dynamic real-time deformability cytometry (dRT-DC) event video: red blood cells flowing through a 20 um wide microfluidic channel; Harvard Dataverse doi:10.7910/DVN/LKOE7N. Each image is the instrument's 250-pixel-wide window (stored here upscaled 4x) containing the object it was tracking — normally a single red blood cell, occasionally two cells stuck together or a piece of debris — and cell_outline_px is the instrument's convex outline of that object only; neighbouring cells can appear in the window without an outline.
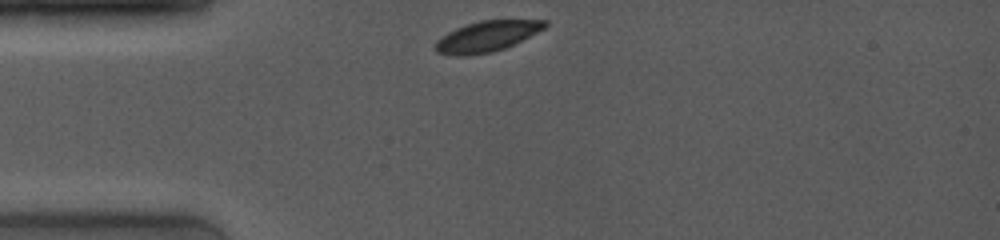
{"species": "common noctule bat (a hibernating species)", "species_latin": "Nyctalus noctula", "temperature_condition": "room temperature", "stored_images_in_passage": 21, "camera_frame_rate_fps": 4000, "um_per_image_px": 0.085, "animal": {"sex": "female", "body_mass_g": 19.0, "forearm_length_mm": 53.3}, "frame": {"image": 1, "passage_image": 1, "time_ms": 0.0, "image_size_px": [1000, 240], "cell_outline_px": [[548, 24], [544, 28], [504, 48], [492, 52], [464, 56], [456, 56], [436, 52], [436, 40], [448, 32], [456, 28], [480, 20], [548, 20]], "centroid_in_image_um": [41.35, 3.09], "position_along_channel_um": 43.6, "area_um2": 19.19}}
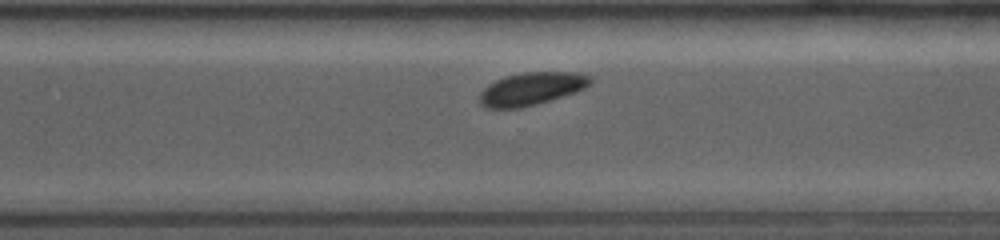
{"frame": {"image": 2, "passage_image": 16, "time_ms": 7.75, "image_size_px": [1000, 240], "cell_outline_px": [[592, 84], [584, 88], [536, 104], [520, 108], [484, 108], [480, 104], [480, 92], [488, 84], [504, 76], [524, 72], [576, 72], [592, 76]], "centroid_in_image_um": [45.15, 7.53], "position_along_channel_um": 325.5, "area_um2": 21.04}}
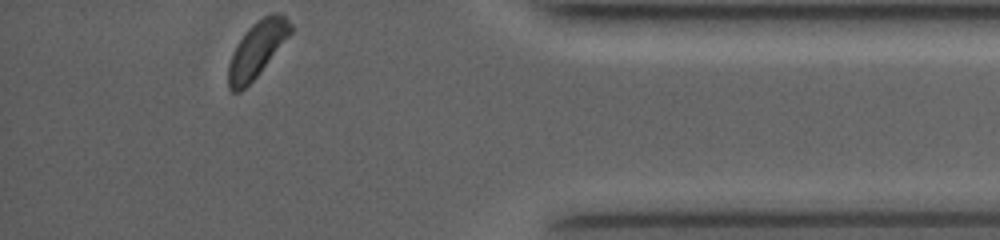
{"frame": {"image": 3, "passage_image": 21, "time_ms": 10.5, "image_size_px": [1000, 240], "cell_outline_px": [[292, 32], [256, 76], [240, 92], [232, 92], [228, 88], [228, 64], [240, 40], [248, 28], [252, 24], [264, 16], [272, 12], [280, 12], [292, 24]], "centroid_in_image_um": [21.85, 4.18], "position_along_channel_um": 413.4, "area_um2": 19.65}, "authors_computed_cell_mechanics": {"area_um2": 21.0392, "velocity_mm_per_s": 3.9196, "shape_relaxation_time_tau1_ms": 0.9451, "shape_relaxation_time_tau2_ms": 4.5614, "deformation_change_tau1": 0.0696, "deformation_change_tau2": 0.0541}}